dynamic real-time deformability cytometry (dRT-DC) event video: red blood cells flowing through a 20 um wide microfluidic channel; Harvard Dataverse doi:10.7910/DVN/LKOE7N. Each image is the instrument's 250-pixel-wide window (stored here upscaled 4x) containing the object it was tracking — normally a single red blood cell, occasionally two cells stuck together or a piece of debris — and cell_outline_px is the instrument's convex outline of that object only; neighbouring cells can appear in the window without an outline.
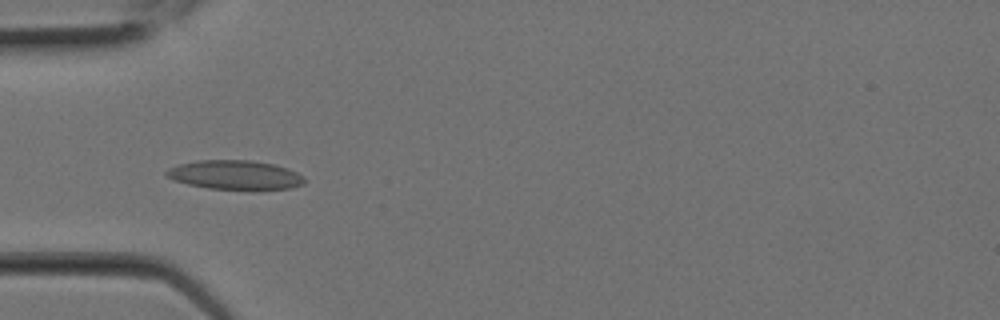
{"species": "Egyptian fruit bat (a non-hibernating species)", "species_latin": "Rousettus aegyptiacus", "temperature_condition": "room temperature", "stored_images_in_passage": 7, "camera_frame_rate_fps": 3000, "um_per_image_px": 0.085, "animal": {"sex": "female"}, "frame": {"image": 1, "passage_image": 6, "time_ms": 1.667, "image_size_px": [1000, 320], "cell_outline_px": [[304, 184], [292, 188], [252, 192], [208, 188], [188, 184], [172, 180], [164, 176], [164, 172], [168, 168], [180, 164], [196, 160], [252, 160], [272, 164], [288, 168], [304, 176]], "centroid_in_image_um": [20.0, 14.91], "position_along_channel_um": 65.0, "area_um2": 24.39}}